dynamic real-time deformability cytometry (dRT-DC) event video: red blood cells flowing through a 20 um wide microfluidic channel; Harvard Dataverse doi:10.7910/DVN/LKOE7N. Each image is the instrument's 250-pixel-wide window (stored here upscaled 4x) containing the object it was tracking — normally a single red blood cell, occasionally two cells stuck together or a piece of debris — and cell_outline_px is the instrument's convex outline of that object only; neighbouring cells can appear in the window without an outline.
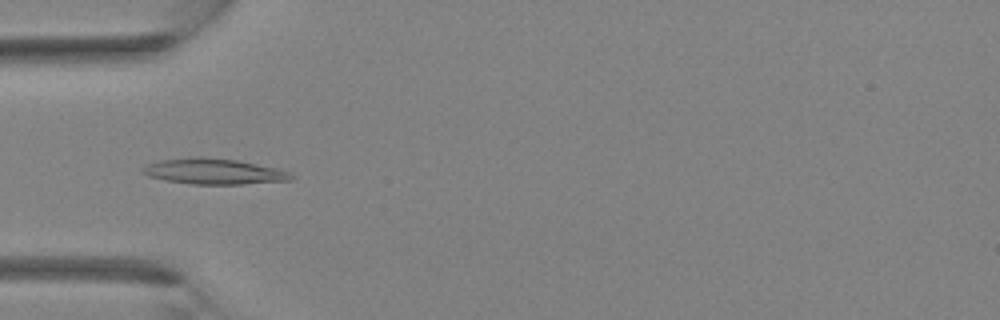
{"species": "Egyptian fruit bat (a non-hibernating species)", "species_latin": "Rousettus aegyptiacus", "temperature_condition": "room temperature", "stored_images_in_passage": 36, "camera_frame_rate_fps": 3000, "um_per_image_px": 0.085, "animal": {"sex": "female"}, "frame": {"image": 1, "passage_image": 11, "time_ms": 3.333, "image_size_px": [1000, 320], "cell_outline_px": [[292, 180], [240, 184], [192, 184], [164, 180], [148, 176], [140, 168], [148, 164], [160, 160], [196, 156], [204, 156], [236, 160], [276, 168], [288, 172], [292, 176]], "centroid_in_image_um": [18.13, 14.56], "position_along_channel_um": 66.9, "area_um2": 22.08}}
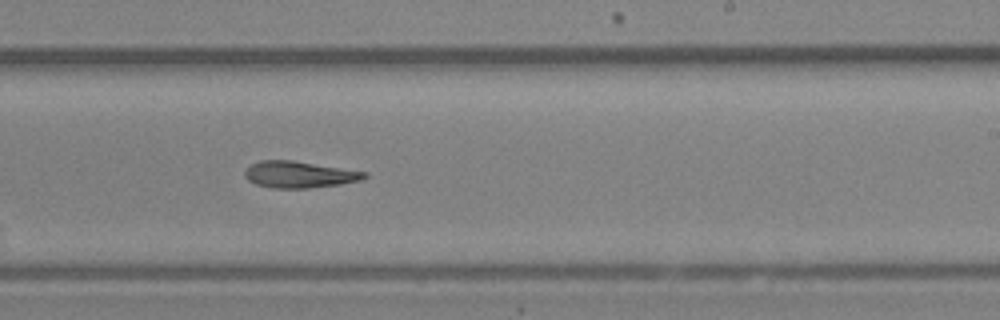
{"frame": {"image": 2, "passage_image": 22, "time_ms": 7.0, "image_size_px": [1000, 320], "cell_outline_px": [[368, 176], [364, 180], [340, 184], [308, 188], [272, 188], [256, 184], [248, 180], [244, 176], [244, 172], [252, 164], [260, 160], [292, 160], [368, 172]], "centroid_in_image_um": [25.47, 14.84], "position_along_channel_um": 263.5, "area_um2": 18.55}}
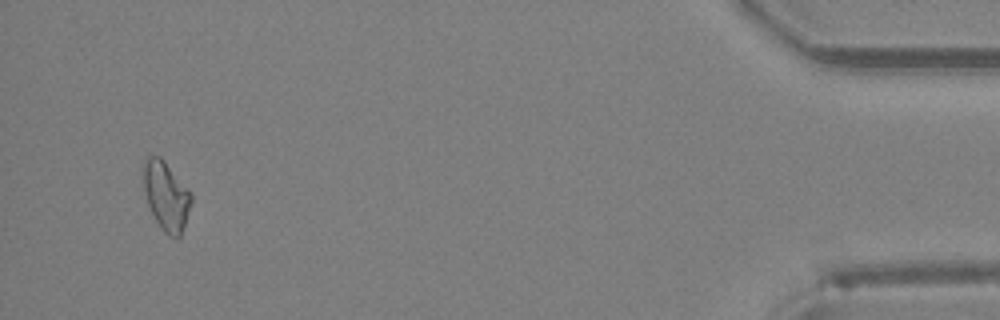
{"frame": {"image": 3, "passage_image": 35, "time_ms": 11.333, "image_size_px": [1000, 320], "cell_outline_px": [[192, 200], [180, 236], [176, 240], [168, 236], [160, 228], [148, 204], [144, 192], [140, 168], [144, 156], [160, 156], [164, 160], [192, 192]], "centroid_in_image_um": [14.08, 16.59], "position_along_channel_um": 421.1, "area_um2": 19.71}}